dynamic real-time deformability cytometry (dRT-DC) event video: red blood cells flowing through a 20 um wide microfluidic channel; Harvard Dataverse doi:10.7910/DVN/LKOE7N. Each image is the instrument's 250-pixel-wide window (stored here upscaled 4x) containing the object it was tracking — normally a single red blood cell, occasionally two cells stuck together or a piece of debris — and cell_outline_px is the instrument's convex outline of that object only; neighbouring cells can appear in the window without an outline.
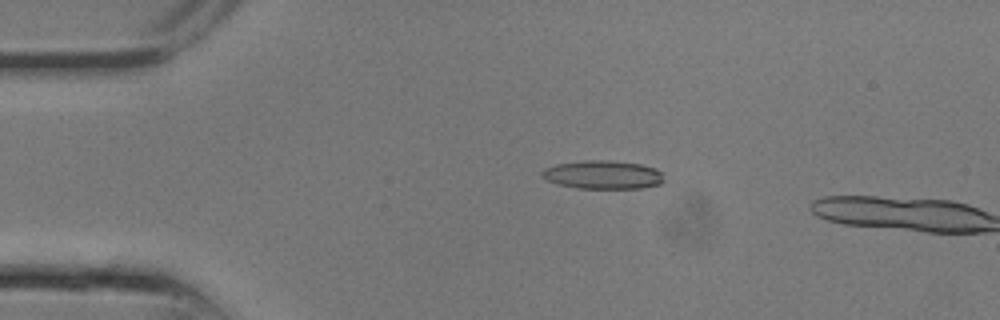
{"species": "common noctule bat (a hibernating species)", "species_latin": "Nyctalus noctula", "temperature_condition": "room temperature", "stored_images_in_passage": 6, "camera_frame_rate_fps": 3000, "um_per_image_px": 0.085, "animal": {"sex": "male", "body_mass_g": 13.3}, "frame": {"image": 1, "passage_image": 5, "time_ms": 1.333, "image_size_px": [1000, 320], "cell_outline_px": [[664, 180], [660, 184], [644, 188], [576, 188], [560, 184], [548, 180], [540, 176], [540, 172], [544, 168], [556, 164], [584, 160], [608, 160], [640, 164], [656, 168], [660, 172]], "centroid_in_image_um": [51.23, 14.85], "position_along_channel_um": 33.8, "area_um2": 20.23}}